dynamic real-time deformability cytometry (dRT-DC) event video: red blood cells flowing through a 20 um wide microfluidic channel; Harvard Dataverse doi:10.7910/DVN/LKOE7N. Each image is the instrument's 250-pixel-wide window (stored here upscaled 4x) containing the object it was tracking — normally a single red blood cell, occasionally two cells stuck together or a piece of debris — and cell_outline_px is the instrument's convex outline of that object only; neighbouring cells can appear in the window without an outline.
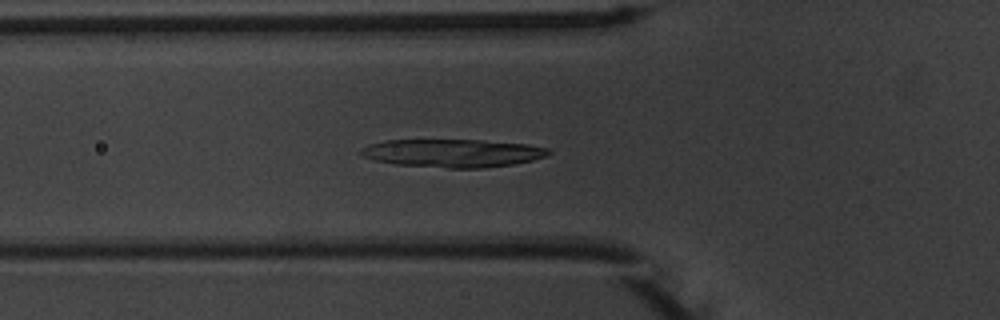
{"species": "common noctule bat (a hibernating species)", "species_latin": "Nyctalus noctula", "temperature_condition": "warm", "stored_images_in_passage": 55, "camera_frame_rate_fps": 3000, "um_per_image_px": 0.085, "animal": {"sex": "male", "body_mass_g": 20.1, "forearm_length_mm": 53.5}, "frame": {"image": 1, "passage_image": 20, "time_ms": 6.333, "image_size_px": [1000, 320], "cell_outline_px": [[552, 152], [548, 156], [532, 160], [512, 164], [484, 168], [448, 168], [396, 164], [372, 160], [356, 152], [360, 148], [368, 144], [384, 140], [484, 140], [528, 144], [548, 148]], "centroid_in_image_um": [38.46, 13.01], "position_along_channel_um": 87.3, "area_um2": 30.98}}
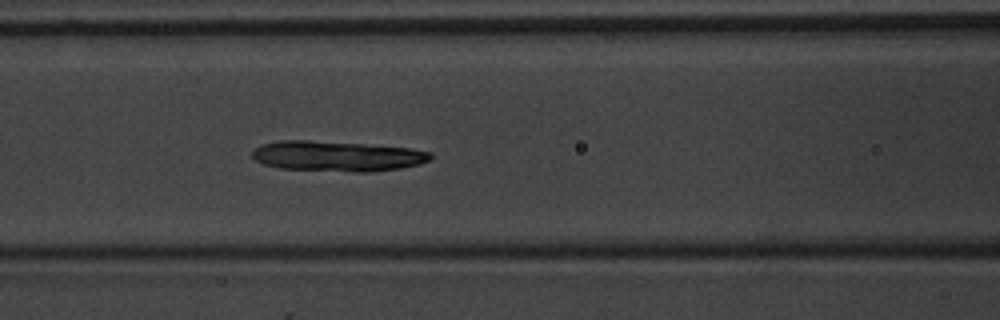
{"frame": {"image": 2, "passage_image": 24, "time_ms": 7.667, "image_size_px": [1000, 320], "cell_outline_px": [[432, 156], [428, 160], [420, 164], [400, 168], [372, 172], [352, 172], [280, 168], [264, 164], [256, 160], [252, 156], [252, 152], [260, 144], [280, 140], [308, 140], [364, 144], [412, 148], [432, 152]], "centroid_in_image_um": [28.67, 13.27], "position_along_channel_um": 137.9, "area_um2": 31.56}}
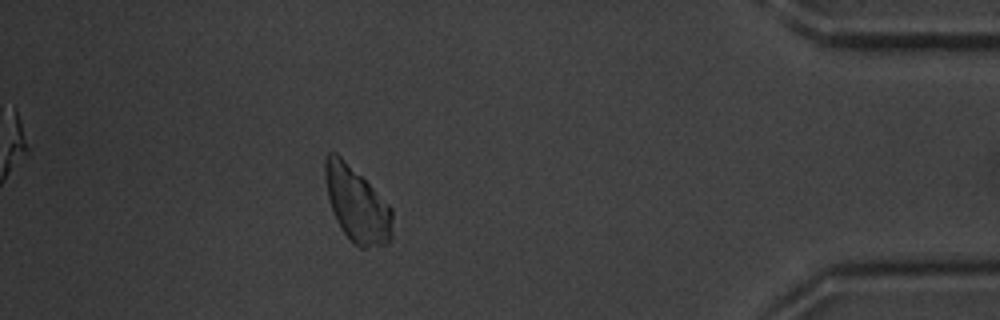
{"frame": {"image": 3, "passage_image": 49, "time_ms": 16.0, "image_size_px": [1000, 320], "cell_outline_px": [[392, 236], [388, 244], [364, 248], [360, 248], [344, 232], [336, 220], [328, 196], [324, 176], [324, 160], [328, 152], [336, 152], [392, 208]], "centroid_in_image_um": [30.33, 17.39], "position_along_channel_um": 404.9, "area_um2": 28.84}}